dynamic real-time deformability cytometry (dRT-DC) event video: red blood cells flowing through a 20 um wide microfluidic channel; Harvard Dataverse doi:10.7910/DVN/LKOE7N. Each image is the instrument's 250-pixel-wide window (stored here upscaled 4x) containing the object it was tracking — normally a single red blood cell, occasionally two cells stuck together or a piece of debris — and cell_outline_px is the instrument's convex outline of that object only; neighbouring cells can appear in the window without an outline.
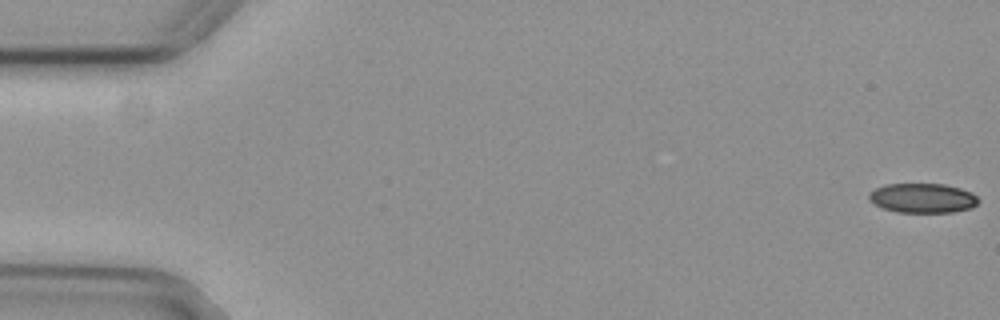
{"species": "common noctule bat (a hibernating species)", "species_latin": "Nyctalus noctula", "temperature_condition": "cold", "stored_images_in_passage": 55, "camera_frame_rate_fps": 3000, "um_per_image_px": 0.085, "animal": {"sex": "female", "body_mass_g": 29.2, "forearm_length_mm": 56.3}, "frame": {"image": 1, "passage_image": 1, "time_ms": 0.0, "image_size_px": [1000, 320], "cell_outline_px": [[980, 200], [972, 208], [952, 212], [896, 212], [884, 208], [868, 200], [868, 192], [884, 184], [944, 184], [960, 188], [972, 192]], "centroid_in_image_um": [78.42, 16.83], "position_along_channel_um": 6.6, "area_um2": 18.9}}
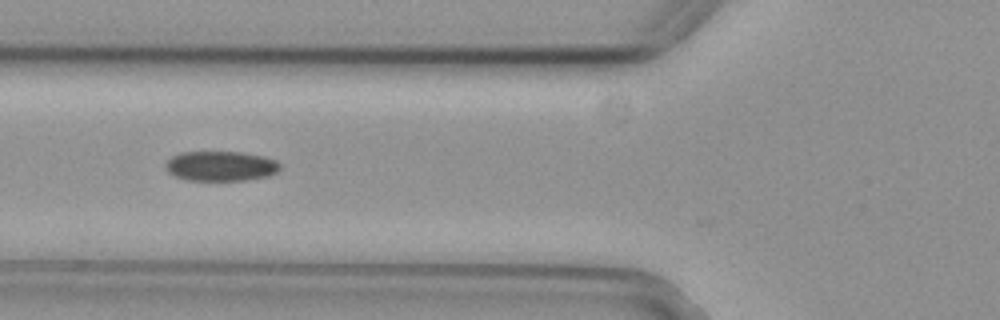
{"frame": {"image": 2, "passage_image": 21, "time_ms": 6.667, "image_size_px": [1000, 320], "cell_outline_px": [[280, 168], [276, 172], [268, 176], [244, 180], [188, 180], [176, 176], [168, 172], [164, 164], [172, 156], [180, 152], [240, 152], [264, 156], [276, 160], [280, 164]], "centroid_in_image_um": [18.76, 14.11], "position_along_channel_um": 107.0, "area_um2": 19.88}}
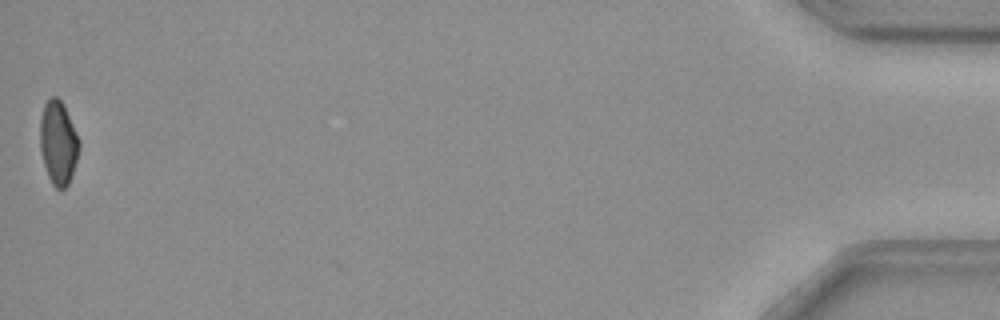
{"frame": {"image": 3, "passage_image": 55, "time_ms": 18.0, "image_size_px": [1000, 320], "cell_outline_px": [[80, 144], [72, 176], [68, 184], [60, 192], [52, 184], [48, 176], [44, 164], [40, 148], [40, 120], [44, 104], [52, 96], [56, 96], [64, 104], [80, 140]], "centroid_in_image_um": [4.95, 12.14], "position_along_channel_um": 430.2, "area_um2": 19.13}}